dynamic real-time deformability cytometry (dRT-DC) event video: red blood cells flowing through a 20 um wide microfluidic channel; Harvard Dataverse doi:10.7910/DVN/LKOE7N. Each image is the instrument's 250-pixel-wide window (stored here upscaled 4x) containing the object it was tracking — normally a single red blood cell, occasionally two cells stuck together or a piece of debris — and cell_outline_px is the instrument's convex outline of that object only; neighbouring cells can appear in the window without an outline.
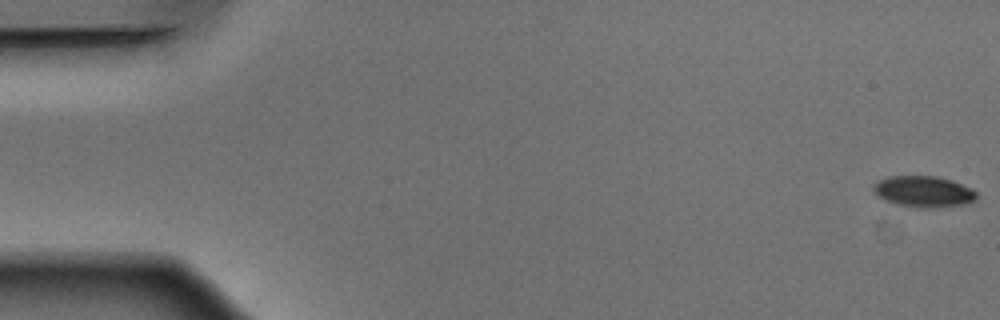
{"species": "Egyptian fruit bat (a non-hibernating species)", "species_latin": "Rousettus aegyptiacus", "temperature_condition": "warm", "stored_images_in_passage": 53, "camera_frame_rate_fps": 3000, "um_per_image_px": 0.085, "animal": {"sex": "male"}, "frame": {"image": 1, "passage_image": 1, "time_ms": 0.0, "image_size_px": [1000, 320], "cell_outline_px": [[976, 200], [964, 204], [928, 208], [924, 208], [896, 204], [884, 200], [872, 188], [880, 180], [888, 176], [936, 176], [952, 180], [972, 188], [976, 192]], "centroid_in_image_um": [78.54, 16.28], "position_along_channel_um": 6.5, "area_um2": 18.5}}
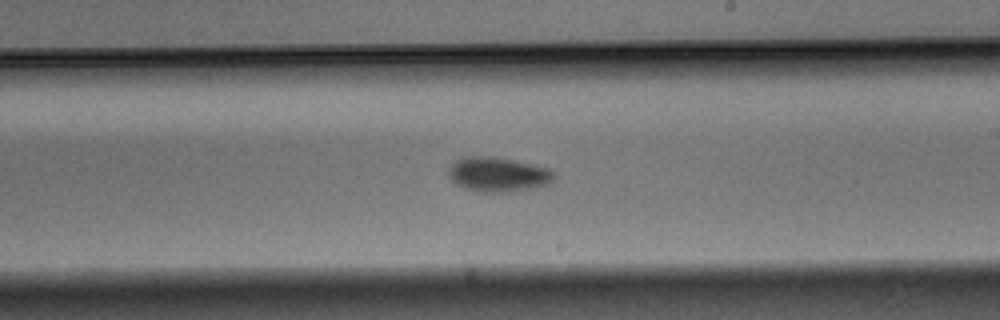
{"frame": {"image": 2, "passage_image": 31, "time_ms": 10.0, "image_size_px": [1000, 320], "cell_outline_px": [[556, 180], [548, 184], [536, 188], [508, 192], [476, 192], [464, 188], [456, 184], [448, 176], [448, 172], [452, 164], [456, 160], [468, 156], [492, 156], [532, 164], [548, 168], [556, 172]], "centroid_in_image_um": [42.37, 14.84], "position_along_channel_um": 246.6, "area_um2": 21.56}}
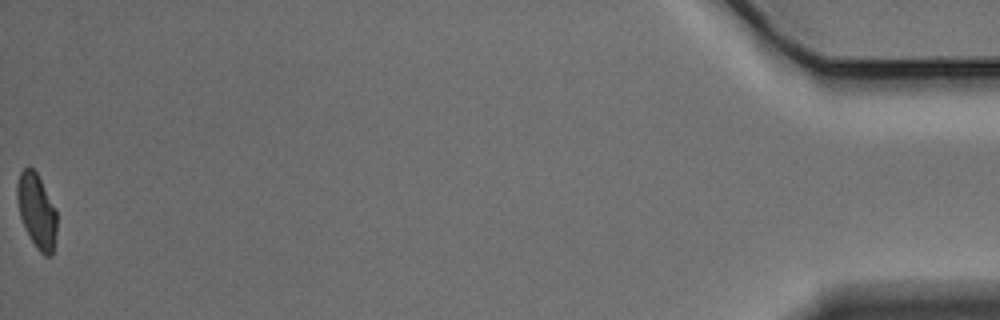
{"frame": {"image": 3, "passage_image": 53, "time_ms": 17.333, "image_size_px": [1000, 320], "cell_outline_px": [[56, 232], [52, 256], [44, 256], [36, 248], [20, 216], [16, 200], [16, 184], [20, 172], [28, 164], [36, 172], [56, 208]], "centroid_in_image_um": [3.11, 17.89], "position_along_channel_um": 432.1, "area_um2": 17.22}, "authors_computed_cell_mechanics": {"area_um2": 19.363, "velocity_mm_per_s": 3.8752, "shape_relaxation_time_tau1_ms": 2.8725, "shape_relaxation_time_tau2_ms": 4.2913, "deformation_change_tau1": 0.1115, "deformation_change_tau2": 0.0796}}